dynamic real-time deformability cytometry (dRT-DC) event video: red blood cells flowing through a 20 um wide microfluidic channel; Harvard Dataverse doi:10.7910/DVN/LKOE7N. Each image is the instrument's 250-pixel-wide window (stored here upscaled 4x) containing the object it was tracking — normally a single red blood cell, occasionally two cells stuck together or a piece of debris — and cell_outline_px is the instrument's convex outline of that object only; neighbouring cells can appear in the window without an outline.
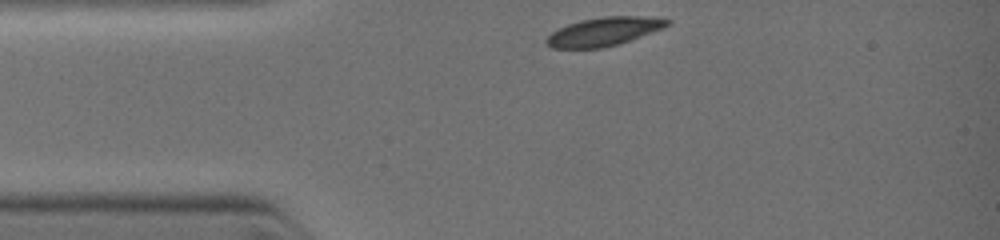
{"species": "common noctule bat (a hibernating species)", "species_latin": "Nyctalus noctula", "temperature_condition": "warm", "stored_images_in_passage": 7, "camera_frame_rate_fps": 3000, "um_per_image_px": 0.085, "animal": {"sex": "female", "body_mass_g": 19.0, "forearm_length_mm": 51.5}, "frame": {"image": 1, "passage_image": 1, "time_ms": 0.0, "image_size_px": [1000, 240], "cell_outline_px": [[672, 20], [664, 28], [616, 44], [600, 48], [552, 48], [544, 40], [552, 32], [568, 24], [580, 20], [600, 16], [644, 16]], "centroid_in_image_um": [51.31, 2.67], "position_along_channel_um": 33.7, "area_um2": 19.83}}
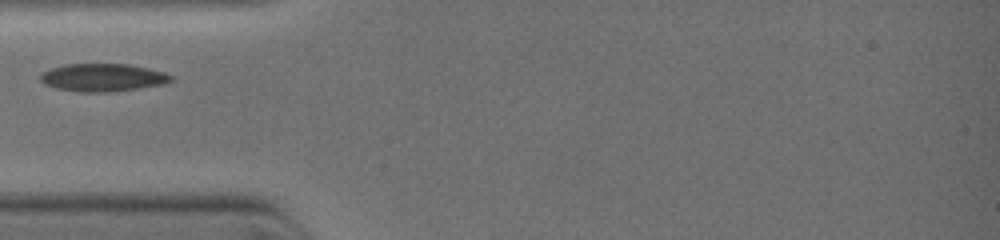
{"frame": {"image": 2, "passage_image": 4, "time_ms": 1.333, "image_size_px": [1000, 240], "cell_outline_px": [[172, 80], [164, 84], [136, 88], [104, 92], [84, 92], [56, 88], [40, 80], [40, 72], [48, 68], [64, 64], [128, 64], [148, 68], [164, 72], [172, 76]], "centroid_in_image_um": [8.7, 6.57], "position_along_channel_um": 76.3, "area_um2": 20.98}}
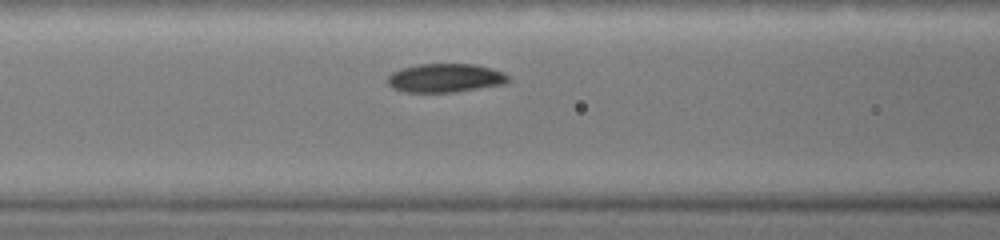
{"frame": {"image": 3, "passage_image": 7, "time_ms": 2.333, "image_size_px": [1000, 240], "cell_outline_px": [[508, 80], [504, 84], [452, 92], [408, 92], [392, 88], [388, 84], [388, 76], [392, 72], [400, 68], [420, 64], [476, 64], [492, 68], [508, 76]], "centroid_in_image_um": [37.81, 6.62], "position_along_channel_um": 128.8, "area_um2": 20.0}}